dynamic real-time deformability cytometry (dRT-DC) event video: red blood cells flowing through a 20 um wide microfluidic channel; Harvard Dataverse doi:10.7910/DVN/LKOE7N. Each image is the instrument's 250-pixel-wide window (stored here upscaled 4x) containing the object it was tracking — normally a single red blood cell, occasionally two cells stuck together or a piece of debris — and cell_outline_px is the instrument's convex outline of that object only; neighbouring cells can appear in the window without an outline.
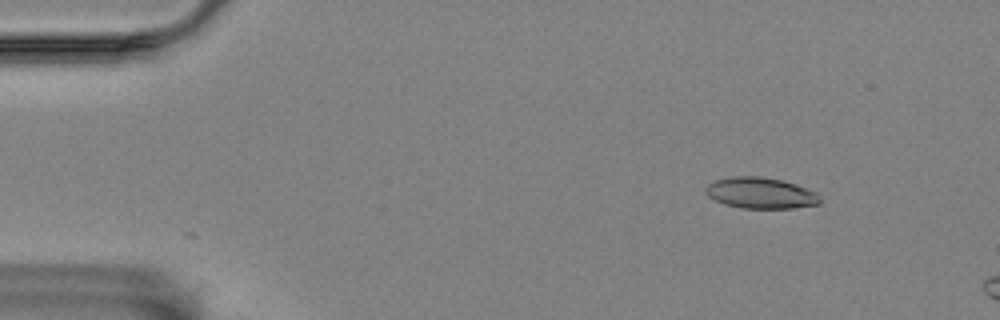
{"species": "Egyptian fruit bat (a non-hibernating species)", "species_latin": "Rousettus aegyptiacus", "temperature_condition": "room temperature", "stored_images_in_passage": 8, "camera_frame_rate_fps": 3000, "um_per_image_px": 0.085, "animal": {"sex": "female"}, "frame": {"image": 1, "passage_image": 2, "time_ms": 0.333, "image_size_px": [1000, 320], "cell_outline_px": [[820, 204], [792, 208], [740, 208], [724, 204], [708, 196], [704, 192], [704, 188], [708, 184], [716, 180], [732, 176], [760, 176], [780, 180], [796, 184], [816, 192], [820, 200]], "centroid_in_image_um": [64.63, 16.41], "position_along_channel_um": 20.4, "area_um2": 20.69}}